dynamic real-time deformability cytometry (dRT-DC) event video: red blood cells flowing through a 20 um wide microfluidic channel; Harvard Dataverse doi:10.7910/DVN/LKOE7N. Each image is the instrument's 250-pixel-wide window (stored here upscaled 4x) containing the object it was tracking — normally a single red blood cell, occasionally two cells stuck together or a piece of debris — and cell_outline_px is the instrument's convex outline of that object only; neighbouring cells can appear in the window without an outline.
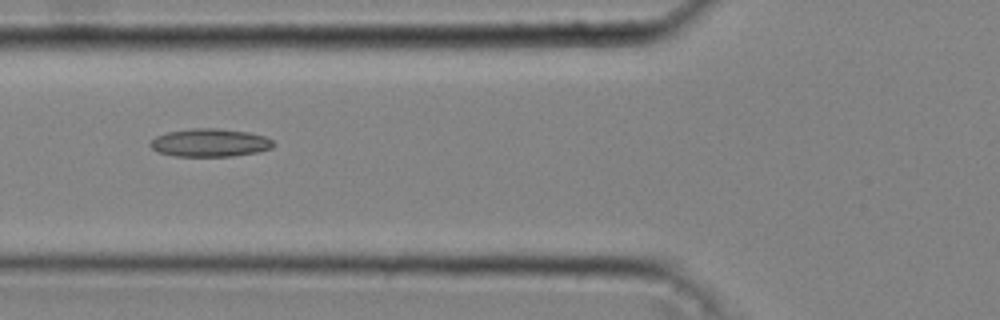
{"species": "common noctule bat (a hibernating species)", "species_latin": "Nyctalus noctula", "temperature_condition": "cold", "stored_images_in_passage": 30, "camera_frame_rate_fps": 3000, "um_per_image_px": 0.085, "animal": {"sex": "male", "body_mass_g": 20.4}, "frame": {"image": 1, "passage_image": 5, "time_ms": 1.333, "image_size_px": [1000, 320], "cell_outline_px": [[276, 144], [272, 148], [256, 152], [232, 156], [176, 156], [156, 152], [148, 144], [156, 136], [168, 132], [192, 128], [216, 128], [248, 132], [264, 136], [272, 140]], "centroid_in_image_um": [17.83, 12.13], "position_along_channel_um": 108.0, "area_um2": 20.11}}
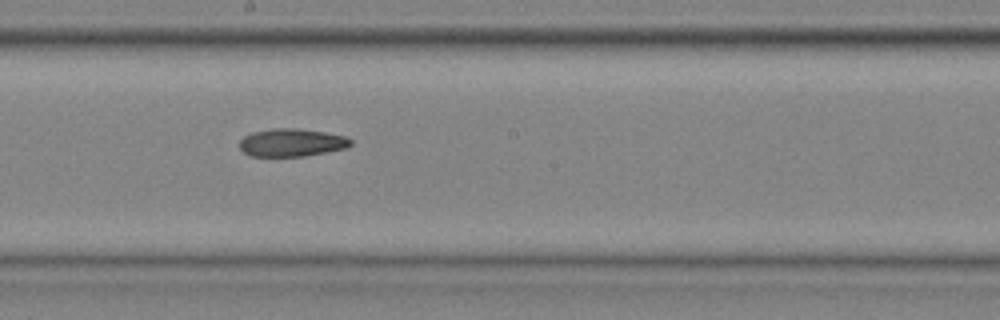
{"frame": {"image": 2, "passage_image": 13, "time_ms": 4.0, "image_size_px": [1000, 320], "cell_outline_px": [[352, 144], [348, 148], [304, 156], [252, 156], [244, 152], [240, 148], [240, 140], [244, 136], [252, 132], [272, 128], [296, 128], [324, 132], [344, 136], [352, 140]], "centroid_in_image_um": [24.8, 12.11], "position_along_channel_um": 223.4, "area_um2": 18.03}}
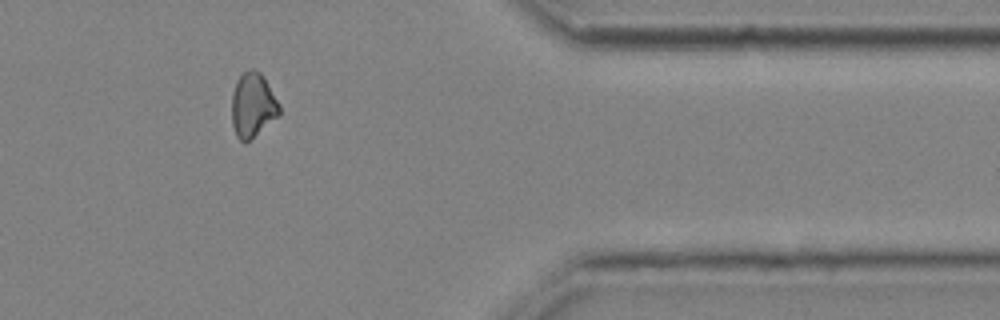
{"frame": {"image": 3, "passage_image": 26, "time_ms": 8.333, "image_size_px": [1000, 320], "cell_outline_px": [[280, 112], [276, 116], [244, 144], [236, 136], [232, 124], [232, 92], [236, 80], [244, 72], [252, 68], [260, 72], [264, 76], [280, 104]], "centroid_in_image_um": [21.46, 8.9], "position_along_channel_um": 389.9, "area_um2": 17.69}}